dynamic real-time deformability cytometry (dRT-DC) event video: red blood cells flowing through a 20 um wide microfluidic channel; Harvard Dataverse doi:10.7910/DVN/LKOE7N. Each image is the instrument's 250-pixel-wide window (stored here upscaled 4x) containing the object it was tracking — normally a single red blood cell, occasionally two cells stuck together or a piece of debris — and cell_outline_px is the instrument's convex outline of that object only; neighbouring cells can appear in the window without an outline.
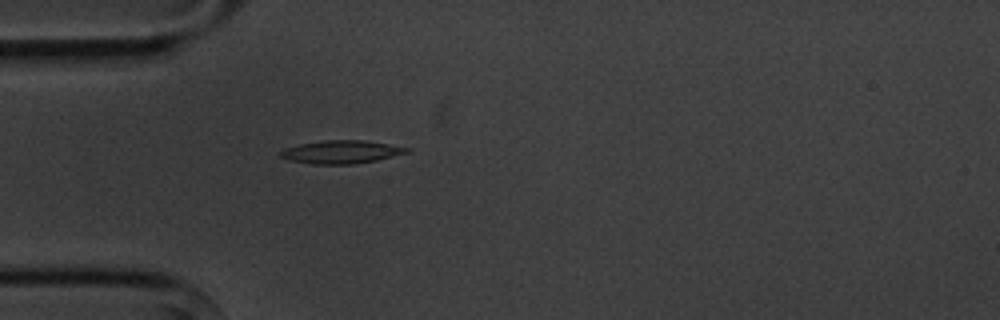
{"species": "common noctule bat (a hibernating species)", "species_latin": "Nyctalus noctula", "temperature_condition": "cold", "stored_images_in_passage": 6, "camera_frame_rate_fps": 3000, "um_per_image_px": 0.085, "animal": {"sex": "male", "body_mass_g": 20.1, "forearm_length_mm": 53.5}, "frame": {"image": 1, "passage_image": 6, "time_ms": 5.667, "image_size_px": [1000, 320], "cell_outline_px": [[412, 148], [408, 152], [376, 160], [352, 164], [312, 164], [288, 160], [280, 156], [276, 152], [284, 148], [300, 144], [324, 140], [364, 140]], "centroid_in_image_um": [28.95, 12.91], "position_along_channel_um": 56.0, "area_um2": 16.99}}